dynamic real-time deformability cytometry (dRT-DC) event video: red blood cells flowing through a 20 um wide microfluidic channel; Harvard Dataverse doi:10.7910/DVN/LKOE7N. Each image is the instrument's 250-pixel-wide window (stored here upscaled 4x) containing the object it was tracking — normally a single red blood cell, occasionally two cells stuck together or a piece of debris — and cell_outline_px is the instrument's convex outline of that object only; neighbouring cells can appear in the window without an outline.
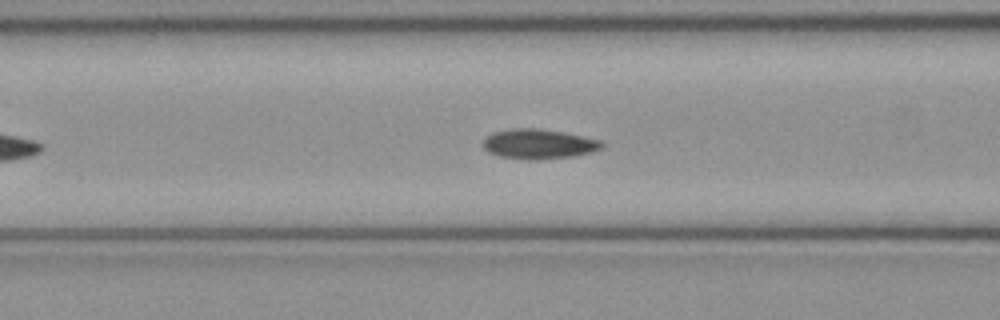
{"species": "common noctule bat (a hibernating species)", "species_latin": "Nyctalus noctula", "temperature_condition": "cold", "stored_images_in_passage": 37, "camera_frame_rate_fps": 3000, "um_per_image_px": 0.085, "animal": {"sex": "female", "body_mass_g": 21.9}, "frame": {"image": 1, "passage_image": 12, "time_ms": 3.667, "image_size_px": [1000, 320], "cell_outline_px": [[604, 148], [592, 152], [572, 156], [536, 160], [528, 160], [500, 156], [488, 152], [484, 148], [484, 140], [492, 132], [512, 128], [540, 128], [564, 132], [600, 140], [604, 144]], "centroid_in_image_um": [45.81, 12.23], "position_along_channel_um": 120.8, "area_um2": 20.69}}
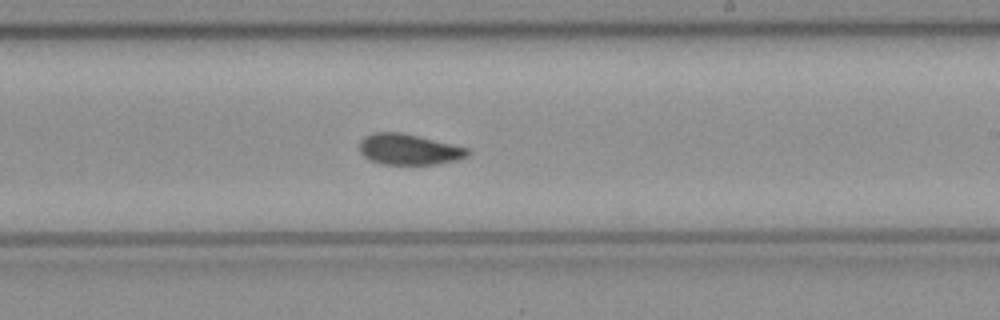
{"frame": {"image": 2, "passage_image": 22, "time_ms": 7.0, "image_size_px": [1000, 320], "cell_outline_px": [[472, 152], [468, 156], [456, 160], [436, 164], [380, 164], [364, 156], [360, 152], [360, 140], [364, 136], [372, 132], [400, 132], [468, 148]], "centroid_in_image_um": [34.74, 12.69], "position_along_channel_um": 254.3, "area_um2": 19.31}}
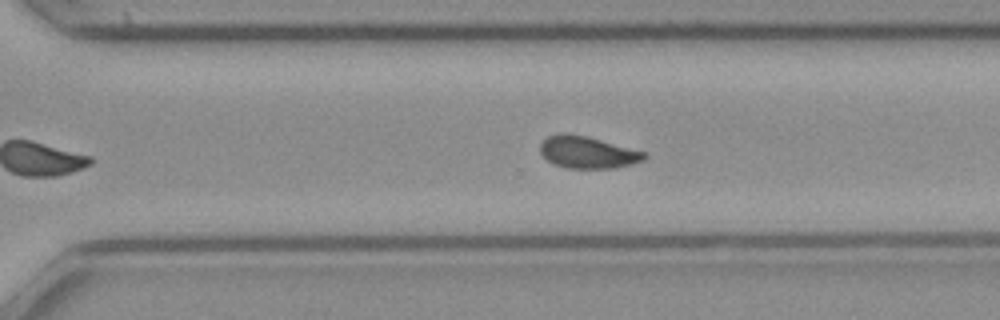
{"frame": {"image": 3, "passage_image": 27, "time_ms": 8.667, "image_size_px": [1000, 320], "cell_outline_px": [[648, 156], [644, 160], [632, 164], [616, 168], [564, 168], [552, 164], [540, 152], [540, 144], [548, 136], [560, 132], [568, 132], [588, 136], [648, 152]], "centroid_in_image_um": [49.97, 12.93], "position_along_channel_um": 320.6, "area_um2": 19.88}, "authors_computed_cell_mechanics": {"area_um2": 19.8832, "velocity_mm_per_s": 3.9935, "shape_relaxation_time_tau1_ms": null, "shape_relaxation_time_tau2_ms": 2.8237, "deformation_change_tau1": null, "deformation_change_tau2": 0.0547}}